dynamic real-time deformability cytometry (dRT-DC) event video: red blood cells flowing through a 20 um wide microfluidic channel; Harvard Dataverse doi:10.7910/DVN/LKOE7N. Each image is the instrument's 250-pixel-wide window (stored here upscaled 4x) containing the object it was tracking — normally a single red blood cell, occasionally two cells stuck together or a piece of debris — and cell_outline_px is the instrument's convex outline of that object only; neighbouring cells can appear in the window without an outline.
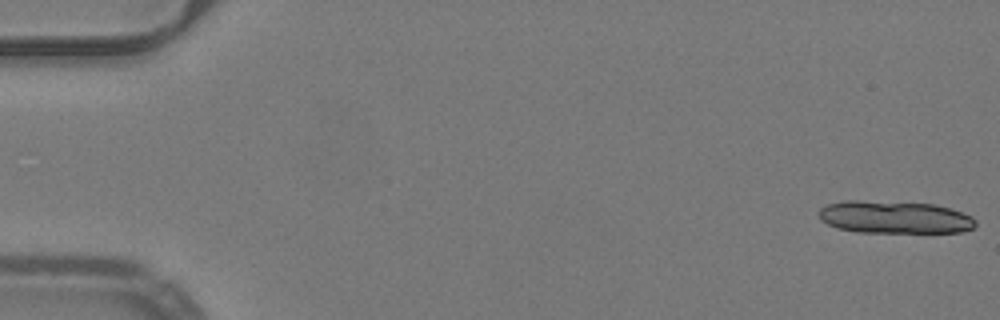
{"species": "common noctule bat (a hibernating species)", "species_latin": "Nyctalus noctula", "temperature_condition": "warm", "stored_images_in_passage": 14, "camera_frame_rate_fps": 3000, "um_per_image_px": 0.085, "animal": {"sex": "male", "body_mass_g": 19.2, "forearm_length_mm": 51.8}, "frame": {"image": 1, "passage_image": 1, "time_ms": 0.0, "image_size_px": [1000, 320], "cell_outline_px": [[976, 224], [972, 228], [960, 232], [856, 232], [836, 228], [820, 220], [820, 208], [828, 204], [848, 200], [856, 200], [936, 204], [972, 216], [976, 220]], "centroid_in_image_um": [76.02, 18.46], "position_along_channel_um": 9.0, "area_um2": 29.59}}